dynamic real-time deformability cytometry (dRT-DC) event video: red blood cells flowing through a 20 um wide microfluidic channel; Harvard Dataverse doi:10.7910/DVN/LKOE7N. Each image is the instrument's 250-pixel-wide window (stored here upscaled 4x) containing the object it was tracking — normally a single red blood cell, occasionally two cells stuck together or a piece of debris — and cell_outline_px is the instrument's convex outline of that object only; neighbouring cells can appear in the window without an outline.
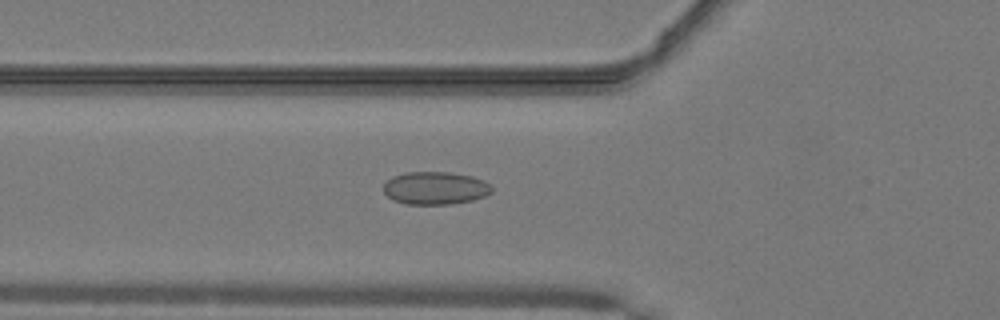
{"species": "common noctule bat (a hibernating species)", "species_latin": "Nyctalus noctula", "temperature_condition": "warm", "stored_images_in_passage": 39, "camera_frame_rate_fps": 3000, "um_per_image_px": 0.085, "animal": {"sex": "male", "body_mass_g": 19.2, "forearm_length_mm": 51.8}, "frame": {"image": 1, "passage_image": 7, "time_ms": 2.0, "image_size_px": [1000, 320], "cell_outline_px": [[492, 192], [484, 196], [472, 200], [452, 204], [404, 204], [392, 200], [384, 192], [384, 184], [392, 176], [404, 172], [448, 172], [472, 176], [484, 180], [492, 188]], "centroid_in_image_um": [36.98, 15.99], "position_along_channel_um": 88.8, "area_um2": 20.75}}
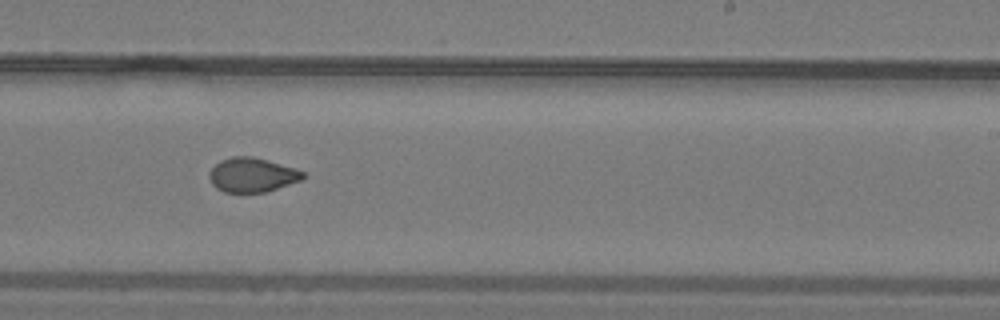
{"frame": {"image": 2, "passage_image": 20, "time_ms": 6.333, "image_size_px": [1000, 320], "cell_outline_px": [[304, 176], [300, 180], [264, 192], [224, 192], [216, 188], [212, 184], [208, 176], [208, 172], [220, 160], [232, 156], [252, 156], [296, 168], [304, 172]], "centroid_in_image_um": [21.39, 14.86], "position_along_channel_um": 267.6, "area_um2": 18.61}}
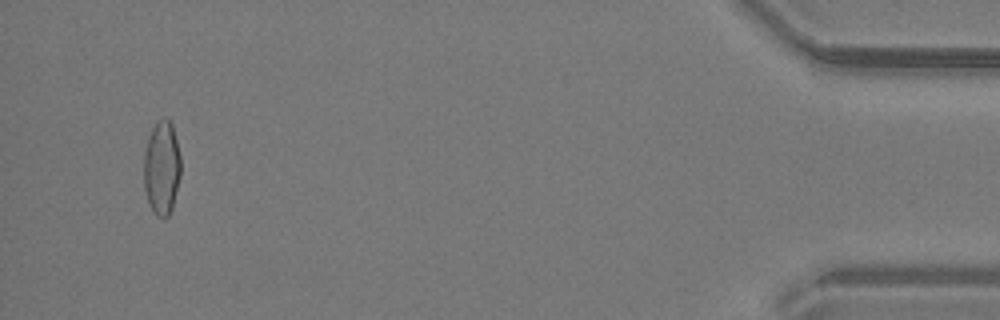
{"frame": {"image": 3, "passage_image": 37, "time_ms": 12.0, "image_size_px": [1000, 320], "cell_outline_px": [[180, 176], [172, 208], [168, 216], [156, 216], [148, 200], [144, 188], [144, 152], [148, 136], [156, 120], [164, 116], [172, 124], [180, 156]], "centroid_in_image_um": [13.74, 14.21], "position_along_channel_um": 421.5, "area_um2": 20.17}, "authors_computed_cell_mechanics": {"area_um2": 19.5364, "velocity_mm_per_s": 4.1098, "shape_relaxation_time_tau1_ms": 8.982, "shape_relaxation_time_tau2_ms": 1.0128, "deformation_change_tau1": 0.1843, "deformation_change_tau2": 0.0605}}